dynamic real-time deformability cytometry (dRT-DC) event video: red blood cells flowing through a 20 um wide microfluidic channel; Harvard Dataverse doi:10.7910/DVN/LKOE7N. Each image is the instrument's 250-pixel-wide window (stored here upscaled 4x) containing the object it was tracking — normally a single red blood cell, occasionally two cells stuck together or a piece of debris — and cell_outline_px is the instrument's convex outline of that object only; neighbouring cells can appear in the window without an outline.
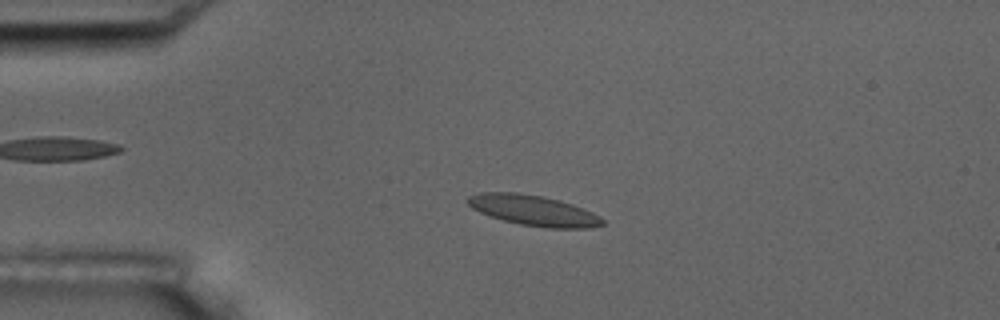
{"species": "common noctule bat (a hibernating species)", "species_latin": "Nyctalus noctula", "temperature_condition": "room temperature", "stored_images_in_passage": 5, "camera_frame_rate_fps": 3000, "um_per_image_px": 0.085, "animal": {"sex": "male", "body_mass_g": 17.5, "forearm_length_mm": 52.3}, "frame": {"image": 1, "passage_image": 3, "time_ms": 2.0, "image_size_px": [1000, 320], "cell_outline_px": [[604, 224], [588, 228], [548, 228], [520, 224], [504, 220], [480, 212], [472, 208], [468, 204], [468, 196], [480, 192], [516, 192], [540, 196], [560, 200], [572, 204], [592, 212], [600, 216], [604, 220]], "centroid_in_image_um": [45.36, 17.88], "position_along_channel_um": 39.6, "area_um2": 23.7}}